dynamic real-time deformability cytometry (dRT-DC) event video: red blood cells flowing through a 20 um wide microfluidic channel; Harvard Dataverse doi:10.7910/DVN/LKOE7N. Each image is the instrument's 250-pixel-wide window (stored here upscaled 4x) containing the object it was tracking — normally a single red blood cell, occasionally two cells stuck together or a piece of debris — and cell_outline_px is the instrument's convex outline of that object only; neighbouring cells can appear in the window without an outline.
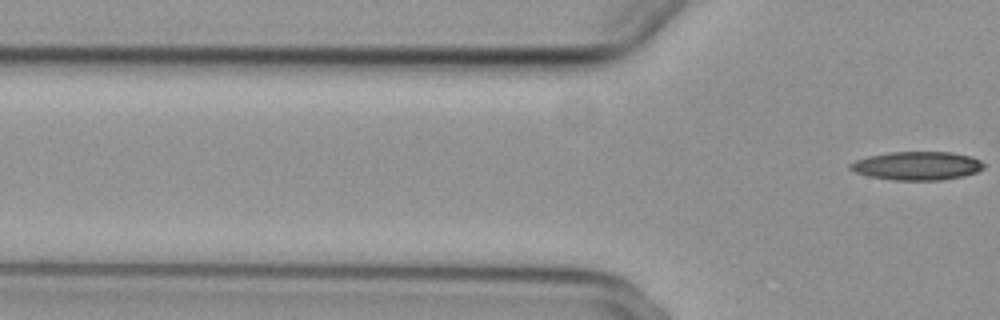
{"species": "common noctule bat (a hibernating species)", "species_latin": "Nyctalus noctula", "temperature_condition": "cold", "stored_images_in_passage": 6, "segment_of_instrument_passage": [2, 2], "camera_frame_rate_fps": 3000, "um_per_image_px": 0.085, "animal": {"sex": "female", "body_mass_g": 29.2, "forearm_length_mm": 56.3}, "frame": {"image": 1, "passage_image": 6, "time_ms": 6.0, "image_size_px": [1000, 320], "cell_outline_px": [[984, 168], [976, 172], [964, 176], [940, 180], [892, 180], [868, 176], [856, 172], [848, 168], [848, 164], [856, 160], [868, 156], [892, 152], [952, 152], [972, 156], [980, 160], [984, 164]], "centroid_in_image_um": [77.96, 14.09], "position_along_channel_um": 47.8, "area_um2": 22.25}}